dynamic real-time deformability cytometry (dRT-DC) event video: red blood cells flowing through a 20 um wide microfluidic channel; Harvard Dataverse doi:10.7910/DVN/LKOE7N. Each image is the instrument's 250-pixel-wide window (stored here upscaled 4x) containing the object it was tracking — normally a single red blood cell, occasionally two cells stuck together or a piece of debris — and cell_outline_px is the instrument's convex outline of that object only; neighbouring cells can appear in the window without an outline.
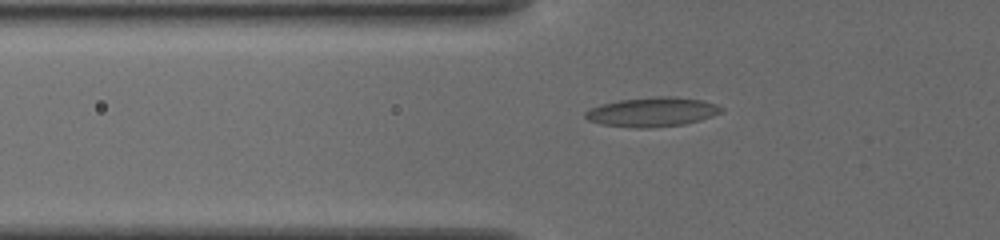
{"species": "common noctule bat (a hibernating species)", "species_latin": "Nyctalus noctula", "temperature_condition": "cold", "stored_images_in_passage": 53, "camera_frame_rate_fps": 3000, "um_per_image_px": 0.085, "animal": {"sex": "female", "body_mass_g": 19.5, "forearm_length_mm": 54.1}, "frame": {"image": 1, "passage_image": 19, "time_ms": 6.0, "image_size_px": [1000, 240], "cell_outline_px": [[720, 112], [696, 120], [680, 124], [648, 128], [636, 128], [604, 124], [588, 120], [584, 116], [584, 112], [592, 108], [604, 104], [620, 100], [700, 100], [712, 104], [720, 108]], "centroid_in_image_um": [55.28, 9.59], "position_along_channel_um": 70.5, "area_um2": 20.98}}
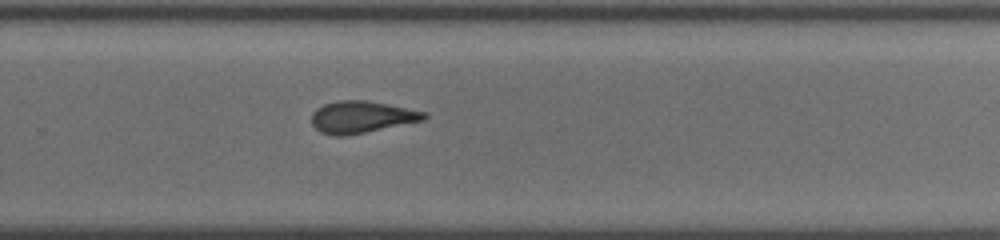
{"frame": {"image": 2, "passage_image": 37, "time_ms": 12.0, "image_size_px": [1000, 240], "cell_outline_px": [[428, 116], [424, 120], [344, 136], [332, 136], [320, 132], [312, 124], [312, 116], [324, 104], [340, 100], [364, 100], [424, 112]], "centroid_in_image_um": [30.7, 9.96], "position_along_channel_um": 299.1, "area_um2": 20.29}}
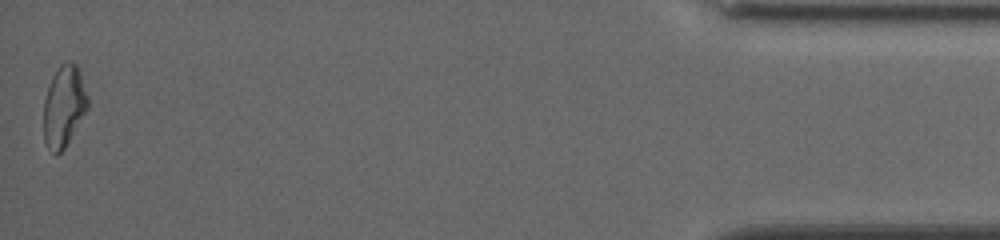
{"frame": {"image": 3, "passage_image": 53, "time_ms": 17.333, "image_size_px": [1000, 240], "cell_outline_px": [[88, 108], [64, 148], [56, 156], [48, 148], [44, 140], [44, 100], [52, 76], [60, 64], [68, 60], [76, 64], [88, 96]], "centroid_in_image_um": [5.42, 9.02], "position_along_channel_um": 429.8, "area_um2": 20.69}, "authors_computed_cell_mechanics": {"area_um2": 20.4612, "velocity_mm_per_s": 3.8756, "shape_relaxation_time_tau1_ms": 10.5317, "shape_relaxation_time_tau2_ms": 2.3902, "deformation_change_tau1": 0.1918, "deformation_change_tau2": 0.0919}}